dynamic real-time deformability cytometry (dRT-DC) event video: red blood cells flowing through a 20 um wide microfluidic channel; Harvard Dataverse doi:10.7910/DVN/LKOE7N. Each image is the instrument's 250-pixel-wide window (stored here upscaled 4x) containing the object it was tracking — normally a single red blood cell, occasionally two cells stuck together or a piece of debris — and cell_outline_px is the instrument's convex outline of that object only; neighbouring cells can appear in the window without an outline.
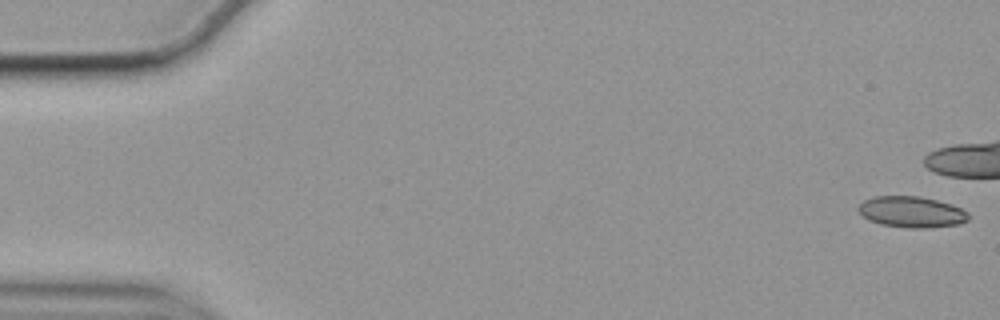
{"species": "common noctule bat (a hibernating species)", "species_latin": "Nyctalus noctula", "temperature_condition": "cold", "stored_images_in_passage": 44, "camera_frame_rate_fps": 3000, "um_per_image_px": 0.085, "animal": {"sex": "female", "body_mass_g": 19.9}, "frame": {"image": 1, "passage_image": 1, "time_ms": 0.0, "image_size_px": [1000, 320], "cell_outline_px": [[968, 220], [960, 224], [924, 228], [908, 228], [880, 224], [868, 220], [856, 208], [864, 200], [872, 196], [920, 196], [952, 204], [968, 212]], "centroid_in_image_um": [77.47, 18.01], "position_along_channel_um": 7.5, "area_um2": 20.0}}